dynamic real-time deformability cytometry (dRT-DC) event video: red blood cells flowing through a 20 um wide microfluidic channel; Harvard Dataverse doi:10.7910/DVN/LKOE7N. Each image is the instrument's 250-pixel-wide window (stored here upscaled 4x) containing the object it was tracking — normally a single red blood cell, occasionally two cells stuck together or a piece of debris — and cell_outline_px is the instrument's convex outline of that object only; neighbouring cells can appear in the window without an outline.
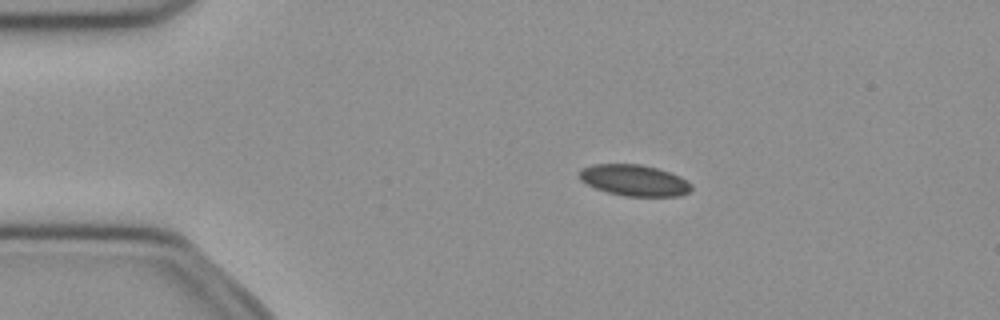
{"species": "common noctule bat (a hibernating species)", "species_latin": "Nyctalus noctula", "temperature_condition": "cold", "stored_images_in_passage": 52, "camera_frame_rate_fps": 3000, "um_per_image_px": 0.085, "animal": {"sex": "female", "body_mass_g": 21.9}, "frame": {"image": 1, "passage_image": 10, "time_ms": 3.0, "image_size_px": [1000, 320], "cell_outline_px": [[692, 188], [688, 192], [680, 196], [624, 196], [608, 192], [596, 188], [580, 180], [580, 168], [592, 164], [640, 164], [656, 168], [680, 176], [692, 184]], "centroid_in_image_um": [53.91, 15.32], "position_along_channel_um": 31.1, "area_um2": 20.29}}
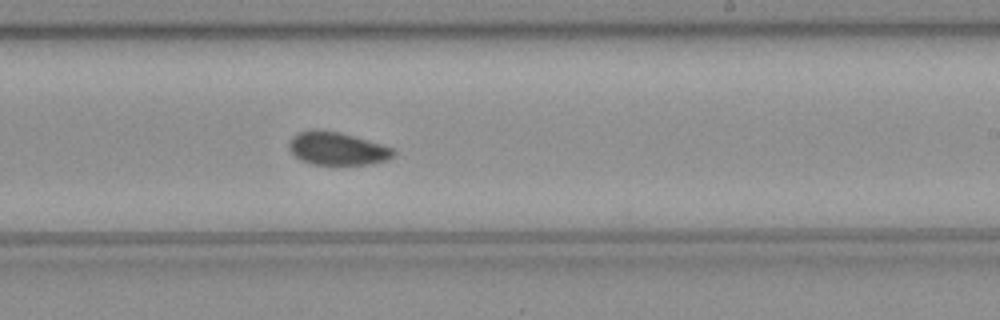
{"frame": {"image": 2, "passage_image": 31, "time_ms": 10.0, "image_size_px": [1000, 320], "cell_outline_px": [[396, 156], [384, 160], [368, 164], [332, 168], [312, 164], [300, 160], [288, 148], [288, 144], [292, 136], [300, 132], [316, 128], [340, 132], [380, 144], [392, 148], [396, 152]], "centroid_in_image_um": [28.63, 12.67], "position_along_channel_um": 260.4, "area_um2": 20.75}}
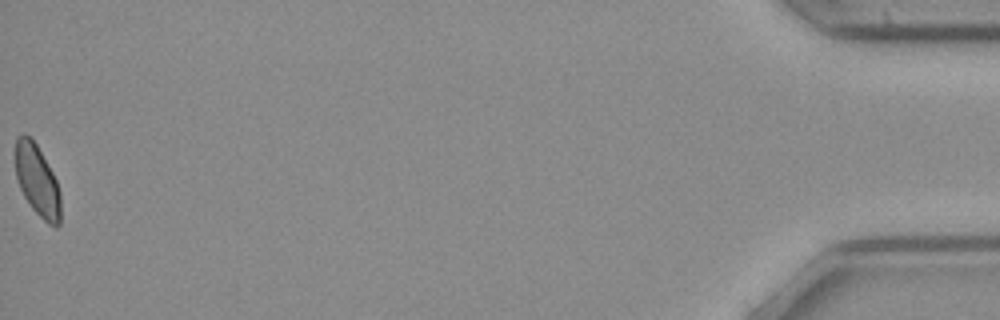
{"frame": {"image": 3, "passage_image": 52, "time_ms": 17.0, "image_size_px": [1000, 320], "cell_outline_px": [[60, 224], [56, 228], [48, 224], [32, 208], [24, 196], [20, 188], [16, 176], [12, 156], [16, 136], [24, 132], [36, 144], [52, 172], [56, 180], [60, 192]], "centroid_in_image_um": [3.11, 15.3], "position_along_channel_um": 432.1, "area_um2": 19.19}, "authors_computed_cell_mechanics": {"area_um2": 20.3745, "velocity_mm_per_s": 3.9704, "shape_relaxation_time_tau1_ms": 3.9794, "shape_relaxation_time_tau2_ms": 3.8848, "deformation_change_tau1": 0.082, "deformation_change_tau2": 0.0727}}